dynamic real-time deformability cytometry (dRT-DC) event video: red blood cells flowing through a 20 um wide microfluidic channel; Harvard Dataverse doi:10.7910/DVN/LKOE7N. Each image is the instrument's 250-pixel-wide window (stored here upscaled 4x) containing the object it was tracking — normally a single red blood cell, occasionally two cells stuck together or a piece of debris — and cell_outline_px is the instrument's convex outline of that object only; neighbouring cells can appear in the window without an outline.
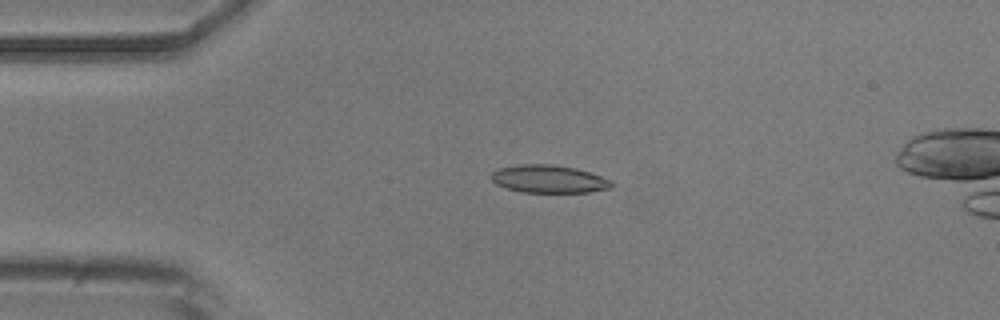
{"species": "common noctule bat (a hibernating species)", "species_latin": "Nyctalus noctula", "temperature_condition": "room temperature", "stored_images_in_passage": 15, "camera_frame_rate_fps": 3000, "um_per_image_px": 0.085, "animal": {"sex": "male", "body_mass_g": 20.5, "forearm_length_mm": 52.5}, "frame": {"image": 1, "passage_image": 3, "time_ms": 3.0, "image_size_px": [1000, 320], "cell_outline_px": [[612, 188], [588, 192], [520, 192], [496, 184], [488, 176], [492, 172], [500, 168], [516, 164], [552, 164], [576, 168], [612, 180]], "centroid_in_image_um": [46.62, 15.21], "position_along_channel_um": 38.4, "area_um2": 19.54}}
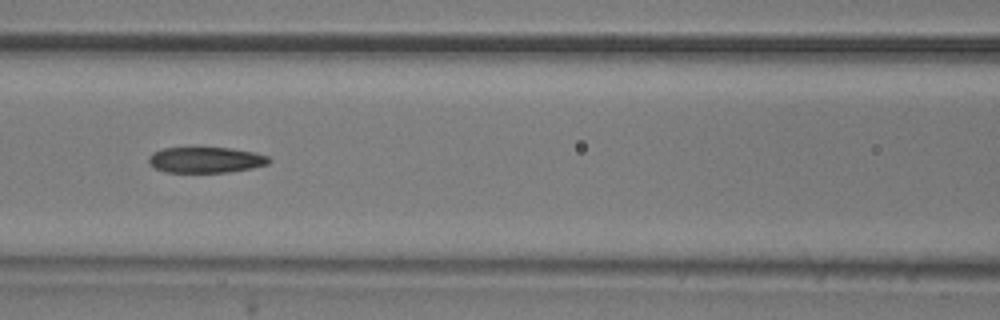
{"frame": {"image": 2, "passage_image": 6, "time_ms": 6.667, "image_size_px": [1000, 320], "cell_outline_px": [[272, 160], [268, 164], [252, 168], [228, 172], [164, 172], [148, 164], [148, 156], [152, 152], [164, 148], [228, 148], [256, 152], [268, 156]], "centroid_in_image_um": [17.48, 13.59], "position_along_channel_um": 149.1, "area_um2": 18.15}}
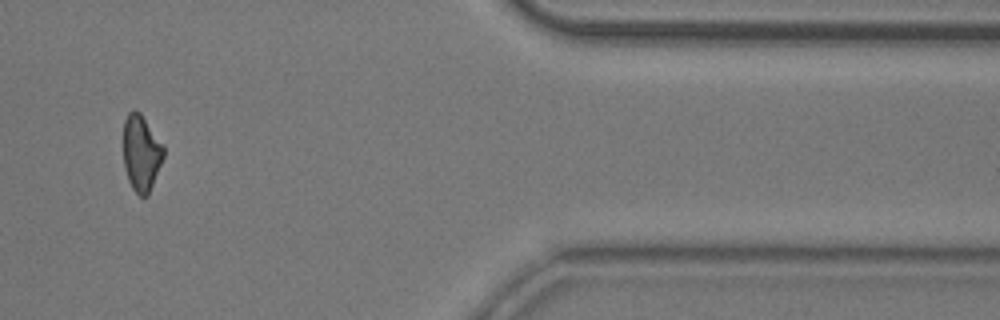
{"frame": {"image": 3, "passage_image": 12, "time_ms": 14.333, "image_size_px": [1000, 320], "cell_outline_px": [[164, 156], [148, 196], [140, 196], [132, 188], [128, 180], [124, 168], [124, 120], [128, 112], [132, 108], [136, 108], [140, 112], [164, 144]], "centroid_in_image_um": [12.01, 12.97], "position_along_channel_um": 399.4, "area_um2": 18.09}, "authors_computed_cell_mechanics": {"area_um2": 19.1896, "velocity_mm_per_s": 3.7512, "shape_relaxation_time_tau1_ms": 6.684, "shape_relaxation_time_tau2_ms": 2.872, "deformation_change_tau1": 0.1549, "deformation_change_tau2": 0.1047}}